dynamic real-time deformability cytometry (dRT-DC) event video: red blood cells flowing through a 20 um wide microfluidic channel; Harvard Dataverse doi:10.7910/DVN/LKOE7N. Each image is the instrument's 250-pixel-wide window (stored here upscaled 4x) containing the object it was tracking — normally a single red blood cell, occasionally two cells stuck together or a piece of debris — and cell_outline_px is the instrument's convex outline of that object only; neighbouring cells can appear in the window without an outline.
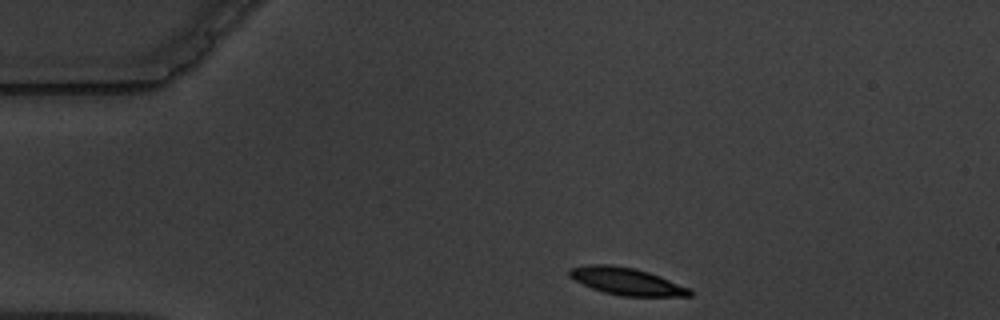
{"species": "common noctule bat (a hibernating species)", "species_latin": "Nyctalus noctula", "temperature_condition": "warm", "stored_images_in_passage": 4, "camera_frame_rate_fps": 3000, "um_per_image_px": 0.085, "animal": {"sex": "male", "body_mass_g": 19.5, "forearm_length_mm": 54.6}, "frame": {"image": 1, "passage_image": 1, "time_ms": 0.0, "image_size_px": [1000, 320], "cell_outline_px": [[692, 296], [620, 296], [604, 292], [592, 288], [568, 276], [568, 268], [588, 264], [608, 264], [632, 268], [648, 272], [660, 276], [692, 288]], "centroid_in_image_um": [53.27, 23.91], "position_along_channel_um": 31.7, "area_um2": 19.13}}
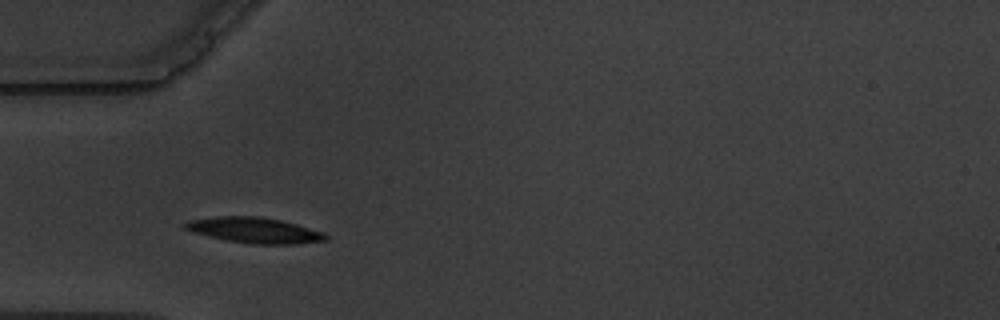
{"frame": {"image": 2, "passage_image": 3, "time_ms": 2.333, "image_size_px": [1000, 320], "cell_outline_px": [[328, 240], [296, 244], [252, 244], [228, 240], [196, 232], [184, 228], [184, 224], [188, 220], [216, 216], [256, 216], [280, 220], [296, 224], [324, 232], [328, 236]], "centroid_in_image_um": [21.68, 19.57], "position_along_channel_um": 63.3, "area_um2": 20.69}}
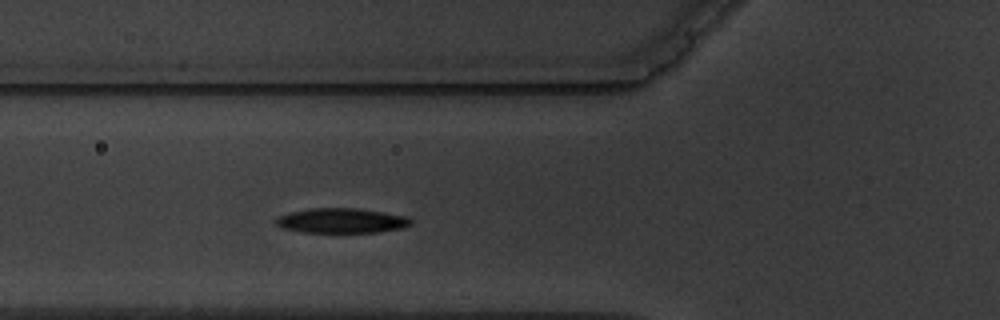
{"frame": {"image": 3, "passage_image": 4, "time_ms": 3.333, "image_size_px": [1000, 320], "cell_outline_px": [[412, 224], [404, 228], [380, 232], [304, 232], [284, 228], [276, 224], [276, 216], [292, 212], [312, 208], [356, 208], [384, 212], [408, 216], [412, 220]], "centroid_in_image_um": [29.09, 18.75], "position_along_channel_um": 96.7, "area_um2": 19.54}}